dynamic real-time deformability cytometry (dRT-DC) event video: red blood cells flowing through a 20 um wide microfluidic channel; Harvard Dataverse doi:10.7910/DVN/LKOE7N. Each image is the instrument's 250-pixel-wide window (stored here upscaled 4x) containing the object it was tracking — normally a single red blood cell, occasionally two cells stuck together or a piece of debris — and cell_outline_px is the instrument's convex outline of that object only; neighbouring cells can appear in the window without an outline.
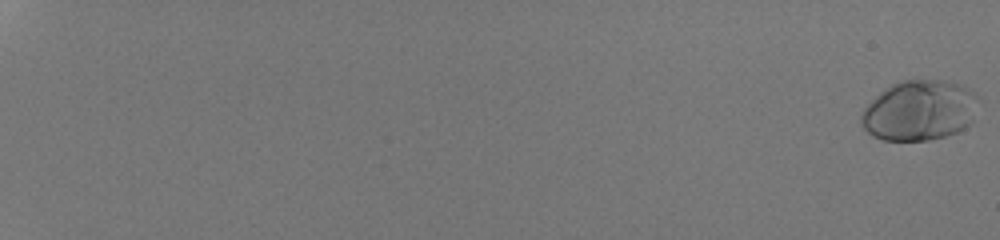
{"species": "human", "species_latin": "Homo sapiens", "temperature_condition": "room temperature", "stored_images_in_passage": 55, "camera_frame_rate_fps": 3000, "um_per_image_px": 0.085, "donor": {"sex": "male"}, "frame": {"image": 1, "passage_image": 1, "time_ms": 0.0, "image_size_px": [1000, 240], "cell_outline_px": [[980, 96], [972, 124], [956, 132], [944, 136], [928, 140], [884, 140], [872, 136], [864, 128], [860, 120], [860, 116], [864, 108], [880, 92], [892, 84], [900, 80], [944, 80], [964, 84], [976, 92]], "centroid_in_image_um": [78.21, 9.37], "position_along_channel_um": 6.8, "area_um2": 41.62}}
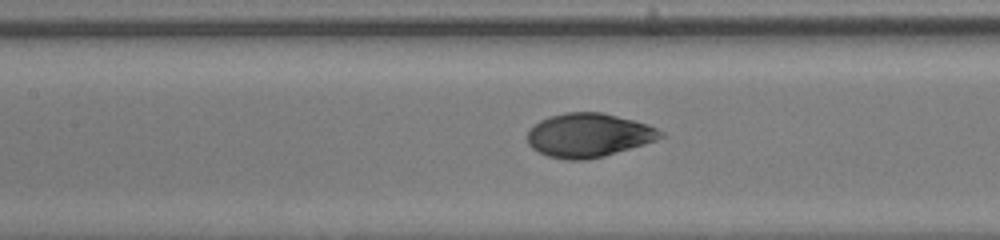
{"frame": {"image": 2, "passage_image": 32, "time_ms": 10.333, "image_size_px": [1000, 240], "cell_outline_px": [[668, 136], [644, 144], [604, 156], [588, 160], [568, 160], [548, 156], [532, 148], [528, 144], [528, 128], [532, 124], [548, 116], [564, 112], [600, 112], [648, 124], [664, 132]], "centroid_in_image_um": [50.02, 11.49], "position_along_channel_um": 157.4, "area_um2": 34.22}}
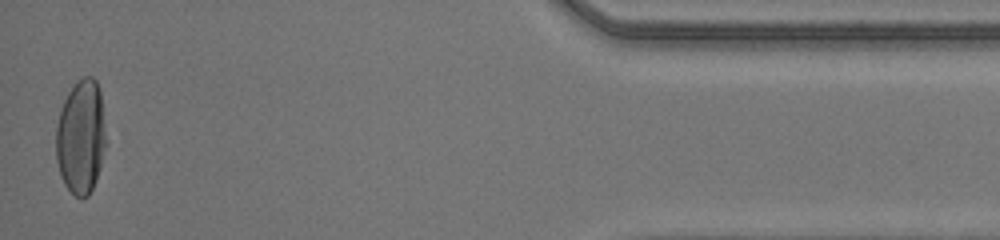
{"frame": {"image": 3, "passage_image": 55, "time_ms": 18.0, "image_size_px": [1000, 240], "cell_outline_px": [[104, 148], [100, 168], [96, 180], [88, 196], [76, 196], [64, 184], [60, 176], [56, 160], [56, 128], [60, 108], [68, 92], [84, 76], [92, 76], [96, 80], [100, 92], [104, 132]], "centroid_in_image_um": [6.84, 11.65], "position_along_channel_um": 428.4, "area_um2": 32.71}, "authors_computed_cell_mechanics": {"area_um2": 34.2176, "velocity_mm_per_s": 4.2434, "shape_relaxation_time_tau1_ms": 6.5712, "shape_relaxation_time_tau2_ms": null, "deformation_change_tau1": 0.2778, "deformation_change_tau2": null}}